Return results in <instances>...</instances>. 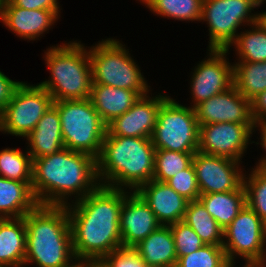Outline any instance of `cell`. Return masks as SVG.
Instances as JSON below:
<instances>
[{
	"label": "cell",
	"instance_id": "obj_38",
	"mask_svg": "<svg viewBox=\"0 0 266 267\" xmlns=\"http://www.w3.org/2000/svg\"><path fill=\"white\" fill-rule=\"evenodd\" d=\"M15 6L28 10H51L60 16V6L57 0H10Z\"/></svg>",
	"mask_w": 266,
	"mask_h": 267
},
{
	"label": "cell",
	"instance_id": "obj_43",
	"mask_svg": "<svg viewBox=\"0 0 266 267\" xmlns=\"http://www.w3.org/2000/svg\"><path fill=\"white\" fill-rule=\"evenodd\" d=\"M82 267H103L99 262H84Z\"/></svg>",
	"mask_w": 266,
	"mask_h": 267
},
{
	"label": "cell",
	"instance_id": "obj_28",
	"mask_svg": "<svg viewBox=\"0 0 266 267\" xmlns=\"http://www.w3.org/2000/svg\"><path fill=\"white\" fill-rule=\"evenodd\" d=\"M250 26L249 30L238 33L227 50L234 46L238 61L264 62L266 61V30L258 22Z\"/></svg>",
	"mask_w": 266,
	"mask_h": 267
},
{
	"label": "cell",
	"instance_id": "obj_5",
	"mask_svg": "<svg viewBox=\"0 0 266 267\" xmlns=\"http://www.w3.org/2000/svg\"><path fill=\"white\" fill-rule=\"evenodd\" d=\"M76 41L52 46L43 55L51 78L39 85L52 96L53 101L90 98L92 67L89 50Z\"/></svg>",
	"mask_w": 266,
	"mask_h": 267
},
{
	"label": "cell",
	"instance_id": "obj_13",
	"mask_svg": "<svg viewBox=\"0 0 266 267\" xmlns=\"http://www.w3.org/2000/svg\"><path fill=\"white\" fill-rule=\"evenodd\" d=\"M208 59L194 68L191 77V107L208 100L234 85L233 64L227 61V49H208Z\"/></svg>",
	"mask_w": 266,
	"mask_h": 267
},
{
	"label": "cell",
	"instance_id": "obj_30",
	"mask_svg": "<svg viewBox=\"0 0 266 267\" xmlns=\"http://www.w3.org/2000/svg\"><path fill=\"white\" fill-rule=\"evenodd\" d=\"M6 148L0 151V176L19 182H32L33 160L28 150Z\"/></svg>",
	"mask_w": 266,
	"mask_h": 267
},
{
	"label": "cell",
	"instance_id": "obj_2",
	"mask_svg": "<svg viewBox=\"0 0 266 267\" xmlns=\"http://www.w3.org/2000/svg\"><path fill=\"white\" fill-rule=\"evenodd\" d=\"M100 185L96 158L63 148L33 159L32 191L39 205L67 206L69 196L81 200Z\"/></svg>",
	"mask_w": 266,
	"mask_h": 267
},
{
	"label": "cell",
	"instance_id": "obj_36",
	"mask_svg": "<svg viewBox=\"0 0 266 267\" xmlns=\"http://www.w3.org/2000/svg\"><path fill=\"white\" fill-rule=\"evenodd\" d=\"M99 263L103 267H147L133 247H121L105 255Z\"/></svg>",
	"mask_w": 266,
	"mask_h": 267
},
{
	"label": "cell",
	"instance_id": "obj_35",
	"mask_svg": "<svg viewBox=\"0 0 266 267\" xmlns=\"http://www.w3.org/2000/svg\"><path fill=\"white\" fill-rule=\"evenodd\" d=\"M165 183L189 202L198 200L200 197L197 177L192 163Z\"/></svg>",
	"mask_w": 266,
	"mask_h": 267
},
{
	"label": "cell",
	"instance_id": "obj_8",
	"mask_svg": "<svg viewBox=\"0 0 266 267\" xmlns=\"http://www.w3.org/2000/svg\"><path fill=\"white\" fill-rule=\"evenodd\" d=\"M199 133L195 108L183 106L168 96L158 111L151 140L156 150L196 153Z\"/></svg>",
	"mask_w": 266,
	"mask_h": 267
},
{
	"label": "cell",
	"instance_id": "obj_6",
	"mask_svg": "<svg viewBox=\"0 0 266 267\" xmlns=\"http://www.w3.org/2000/svg\"><path fill=\"white\" fill-rule=\"evenodd\" d=\"M121 42L114 38L99 41L89 49L92 84H101L148 94V86L139 66Z\"/></svg>",
	"mask_w": 266,
	"mask_h": 267
},
{
	"label": "cell",
	"instance_id": "obj_40",
	"mask_svg": "<svg viewBox=\"0 0 266 267\" xmlns=\"http://www.w3.org/2000/svg\"><path fill=\"white\" fill-rule=\"evenodd\" d=\"M258 127L259 129L257 130H260V133H261L260 134V139H261L260 145L266 152V132L258 124H255L253 131H255V129ZM258 161L259 162L257 163L255 168L266 171V155L264 157H261V159Z\"/></svg>",
	"mask_w": 266,
	"mask_h": 267
},
{
	"label": "cell",
	"instance_id": "obj_37",
	"mask_svg": "<svg viewBox=\"0 0 266 267\" xmlns=\"http://www.w3.org/2000/svg\"><path fill=\"white\" fill-rule=\"evenodd\" d=\"M20 84V81L11 80L0 70V114L5 110Z\"/></svg>",
	"mask_w": 266,
	"mask_h": 267
},
{
	"label": "cell",
	"instance_id": "obj_23",
	"mask_svg": "<svg viewBox=\"0 0 266 267\" xmlns=\"http://www.w3.org/2000/svg\"><path fill=\"white\" fill-rule=\"evenodd\" d=\"M31 184L0 176V218L24 217L39 205Z\"/></svg>",
	"mask_w": 266,
	"mask_h": 267
},
{
	"label": "cell",
	"instance_id": "obj_32",
	"mask_svg": "<svg viewBox=\"0 0 266 267\" xmlns=\"http://www.w3.org/2000/svg\"><path fill=\"white\" fill-rule=\"evenodd\" d=\"M175 267H233L222 245L205 244L198 250L177 258Z\"/></svg>",
	"mask_w": 266,
	"mask_h": 267
},
{
	"label": "cell",
	"instance_id": "obj_17",
	"mask_svg": "<svg viewBox=\"0 0 266 267\" xmlns=\"http://www.w3.org/2000/svg\"><path fill=\"white\" fill-rule=\"evenodd\" d=\"M122 247H134L161 224L136 191L129 192L120 209Z\"/></svg>",
	"mask_w": 266,
	"mask_h": 267
},
{
	"label": "cell",
	"instance_id": "obj_39",
	"mask_svg": "<svg viewBox=\"0 0 266 267\" xmlns=\"http://www.w3.org/2000/svg\"><path fill=\"white\" fill-rule=\"evenodd\" d=\"M251 114L255 124L266 116V90L251 100Z\"/></svg>",
	"mask_w": 266,
	"mask_h": 267
},
{
	"label": "cell",
	"instance_id": "obj_45",
	"mask_svg": "<svg viewBox=\"0 0 266 267\" xmlns=\"http://www.w3.org/2000/svg\"><path fill=\"white\" fill-rule=\"evenodd\" d=\"M7 0H0V20L2 19L3 11Z\"/></svg>",
	"mask_w": 266,
	"mask_h": 267
},
{
	"label": "cell",
	"instance_id": "obj_42",
	"mask_svg": "<svg viewBox=\"0 0 266 267\" xmlns=\"http://www.w3.org/2000/svg\"><path fill=\"white\" fill-rule=\"evenodd\" d=\"M83 261L75 259L71 264L65 265L63 267H82Z\"/></svg>",
	"mask_w": 266,
	"mask_h": 267
},
{
	"label": "cell",
	"instance_id": "obj_14",
	"mask_svg": "<svg viewBox=\"0 0 266 267\" xmlns=\"http://www.w3.org/2000/svg\"><path fill=\"white\" fill-rule=\"evenodd\" d=\"M192 164L200 195L234 191L243 185L244 173L239 161L197 151Z\"/></svg>",
	"mask_w": 266,
	"mask_h": 267
},
{
	"label": "cell",
	"instance_id": "obj_19",
	"mask_svg": "<svg viewBox=\"0 0 266 267\" xmlns=\"http://www.w3.org/2000/svg\"><path fill=\"white\" fill-rule=\"evenodd\" d=\"M58 19L59 16L54 11L23 9L7 0L0 21L15 35L32 41L51 29Z\"/></svg>",
	"mask_w": 266,
	"mask_h": 267
},
{
	"label": "cell",
	"instance_id": "obj_12",
	"mask_svg": "<svg viewBox=\"0 0 266 267\" xmlns=\"http://www.w3.org/2000/svg\"><path fill=\"white\" fill-rule=\"evenodd\" d=\"M198 151L241 161L253 135L255 124L220 122L199 125ZM252 134V135H251Z\"/></svg>",
	"mask_w": 266,
	"mask_h": 267
},
{
	"label": "cell",
	"instance_id": "obj_46",
	"mask_svg": "<svg viewBox=\"0 0 266 267\" xmlns=\"http://www.w3.org/2000/svg\"><path fill=\"white\" fill-rule=\"evenodd\" d=\"M0 267H10V266L4 265V264H0Z\"/></svg>",
	"mask_w": 266,
	"mask_h": 267
},
{
	"label": "cell",
	"instance_id": "obj_41",
	"mask_svg": "<svg viewBox=\"0 0 266 267\" xmlns=\"http://www.w3.org/2000/svg\"><path fill=\"white\" fill-rule=\"evenodd\" d=\"M257 14V22L266 30V12Z\"/></svg>",
	"mask_w": 266,
	"mask_h": 267
},
{
	"label": "cell",
	"instance_id": "obj_15",
	"mask_svg": "<svg viewBox=\"0 0 266 267\" xmlns=\"http://www.w3.org/2000/svg\"><path fill=\"white\" fill-rule=\"evenodd\" d=\"M199 125L220 122L255 124L251 114V101L233 85L195 107Z\"/></svg>",
	"mask_w": 266,
	"mask_h": 267
},
{
	"label": "cell",
	"instance_id": "obj_4",
	"mask_svg": "<svg viewBox=\"0 0 266 267\" xmlns=\"http://www.w3.org/2000/svg\"><path fill=\"white\" fill-rule=\"evenodd\" d=\"M25 263L38 267H63L76 258L66 206L38 205L24 217Z\"/></svg>",
	"mask_w": 266,
	"mask_h": 267
},
{
	"label": "cell",
	"instance_id": "obj_16",
	"mask_svg": "<svg viewBox=\"0 0 266 267\" xmlns=\"http://www.w3.org/2000/svg\"><path fill=\"white\" fill-rule=\"evenodd\" d=\"M167 97L164 94L140 96L128 111L107 125V132L111 136L151 138L158 111Z\"/></svg>",
	"mask_w": 266,
	"mask_h": 267
},
{
	"label": "cell",
	"instance_id": "obj_10",
	"mask_svg": "<svg viewBox=\"0 0 266 267\" xmlns=\"http://www.w3.org/2000/svg\"><path fill=\"white\" fill-rule=\"evenodd\" d=\"M264 1L203 0L200 21H207L209 27L208 49H227L236 39L240 26L257 22L258 14L251 12Z\"/></svg>",
	"mask_w": 266,
	"mask_h": 267
},
{
	"label": "cell",
	"instance_id": "obj_29",
	"mask_svg": "<svg viewBox=\"0 0 266 267\" xmlns=\"http://www.w3.org/2000/svg\"><path fill=\"white\" fill-rule=\"evenodd\" d=\"M156 15L180 20L200 21L203 0H139Z\"/></svg>",
	"mask_w": 266,
	"mask_h": 267
},
{
	"label": "cell",
	"instance_id": "obj_9",
	"mask_svg": "<svg viewBox=\"0 0 266 267\" xmlns=\"http://www.w3.org/2000/svg\"><path fill=\"white\" fill-rule=\"evenodd\" d=\"M266 224L247 205L223 230V248L230 264L236 256L245 260L242 267L266 266Z\"/></svg>",
	"mask_w": 266,
	"mask_h": 267
},
{
	"label": "cell",
	"instance_id": "obj_25",
	"mask_svg": "<svg viewBox=\"0 0 266 267\" xmlns=\"http://www.w3.org/2000/svg\"><path fill=\"white\" fill-rule=\"evenodd\" d=\"M198 200L224 230L246 206L244 185L238 190L200 195Z\"/></svg>",
	"mask_w": 266,
	"mask_h": 267
},
{
	"label": "cell",
	"instance_id": "obj_20",
	"mask_svg": "<svg viewBox=\"0 0 266 267\" xmlns=\"http://www.w3.org/2000/svg\"><path fill=\"white\" fill-rule=\"evenodd\" d=\"M32 160L52 155L64 148L62 126L58 110L52 105L26 136Z\"/></svg>",
	"mask_w": 266,
	"mask_h": 267
},
{
	"label": "cell",
	"instance_id": "obj_34",
	"mask_svg": "<svg viewBox=\"0 0 266 267\" xmlns=\"http://www.w3.org/2000/svg\"><path fill=\"white\" fill-rule=\"evenodd\" d=\"M169 226L174 239L177 258L188 255L205 245L195 231L184 221Z\"/></svg>",
	"mask_w": 266,
	"mask_h": 267
},
{
	"label": "cell",
	"instance_id": "obj_31",
	"mask_svg": "<svg viewBox=\"0 0 266 267\" xmlns=\"http://www.w3.org/2000/svg\"><path fill=\"white\" fill-rule=\"evenodd\" d=\"M195 153H182L170 150H156L153 180L166 182L186 169Z\"/></svg>",
	"mask_w": 266,
	"mask_h": 267
},
{
	"label": "cell",
	"instance_id": "obj_1",
	"mask_svg": "<svg viewBox=\"0 0 266 267\" xmlns=\"http://www.w3.org/2000/svg\"><path fill=\"white\" fill-rule=\"evenodd\" d=\"M128 190L99 185L79 201L66 206L75 258L99 262L122 247L120 209ZM75 201V202H73Z\"/></svg>",
	"mask_w": 266,
	"mask_h": 267
},
{
	"label": "cell",
	"instance_id": "obj_26",
	"mask_svg": "<svg viewBox=\"0 0 266 267\" xmlns=\"http://www.w3.org/2000/svg\"><path fill=\"white\" fill-rule=\"evenodd\" d=\"M183 221L205 244L223 245V229L199 200L188 202Z\"/></svg>",
	"mask_w": 266,
	"mask_h": 267
},
{
	"label": "cell",
	"instance_id": "obj_44",
	"mask_svg": "<svg viewBox=\"0 0 266 267\" xmlns=\"http://www.w3.org/2000/svg\"><path fill=\"white\" fill-rule=\"evenodd\" d=\"M266 132V116L257 123Z\"/></svg>",
	"mask_w": 266,
	"mask_h": 267
},
{
	"label": "cell",
	"instance_id": "obj_27",
	"mask_svg": "<svg viewBox=\"0 0 266 267\" xmlns=\"http://www.w3.org/2000/svg\"><path fill=\"white\" fill-rule=\"evenodd\" d=\"M234 86L250 101L266 90V61L233 63Z\"/></svg>",
	"mask_w": 266,
	"mask_h": 267
},
{
	"label": "cell",
	"instance_id": "obj_22",
	"mask_svg": "<svg viewBox=\"0 0 266 267\" xmlns=\"http://www.w3.org/2000/svg\"><path fill=\"white\" fill-rule=\"evenodd\" d=\"M147 267H175L177 254L170 226L161 225L133 247Z\"/></svg>",
	"mask_w": 266,
	"mask_h": 267
},
{
	"label": "cell",
	"instance_id": "obj_24",
	"mask_svg": "<svg viewBox=\"0 0 266 267\" xmlns=\"http://www.w3.org/2000/svg\"><path fill=\"white\" fill-rule=\"evenodd\" d=\"M26 227L23 217L0 218V264L24 267Z\"/></svg>",
	"mask_w": 266,
	"mask_h": 267
},
{
	"label": "cell",
	"instance_id": "obj_3",
	"mask_svg": "<svg viewBox=\"0 0 266 267\" xmlns=\"http://www.w3.org/2000/svg\"><path fill=\"white\" fill-rule=\"evenodd\" d=\"M155 152L151 138L111 136L106 132L96 158L100 185L136 191L153 179Z\"/></svg>",
	"mask_w": 266,
	"mask_h": 267
},
{
	"label": "cell",
	"instance_id": "obj_21",
	"mask_svg": "<svg viewBox=\"0 0 266 267\" xmlns=\"http://www.w3.org/2000/svg\"><path fill=\"white\" fill-rule=\"evenodd\" d=\"M139 97L140 95L133 90L92 84L89 99L103 122L108 125L128 111Z\"/></svg>",
	"mask_w": 266,
	"mask_h": 267
},
{
	"label": "cell",
	"instance_id": "obj_33",
	"mask_svg": "<svg viewBox=\"0 0 266 267\" xmlns=\"http://www.w3.org/2000/svg\"><path fill=\"white\" fill-rule=\"evenodd\" d=\"M249 176L243 179L246 205L266 224V171L252 168ZM248 179V180H247Z\"/></svg>",
	"mask_w": 266,
	"mask_h": 267
},
{
	"label": "cell",
	"instance_id": "obj_11",
	"mask_svg": "<svg viewBox=\"0 0 266 267\" xmlns=\"http://www.w3.org/2000/svg\"><path fill=\"white\" fill-rule=\"evenodd\" d=\"M53 102L52 96L39 84L30 85L21 81L0 114V131L26 138Z\"/></svg>",
	"mask_w": 266,
	"mask_h": 267
},
{
	"label": "cell",
	"instance_id": "obj_18",
	"mask_svg": "<svg viewBox=\"0 0 266 267\" xmlns=\"http://www.w3.org/2000/svg\"><path fill=\"white\" fill-rule=\"evenodd\" d=\"M136 192L148 204L161 225L169 226L183 221L189 201L165 182L152 179L141 185Z\"/></svg>",
	"mask_w": 266,
	"mask_h": 267
},
{
	"label": "cell",
	"instance_id": "obj_7",
	"mask_svg": "<svg viewBox=\"0 0 266 267\" xmlns=\"http://www.w3.org/2000/svg\"><path fill=\"white\" fill-rule=\"evenodd\" d=\"M62 126L64 148L97 158L107 132V125L90 99L54 101Z\"/></svg>",
	"mask_w": 266,
	"mask_h": 267
}]
</instances>
